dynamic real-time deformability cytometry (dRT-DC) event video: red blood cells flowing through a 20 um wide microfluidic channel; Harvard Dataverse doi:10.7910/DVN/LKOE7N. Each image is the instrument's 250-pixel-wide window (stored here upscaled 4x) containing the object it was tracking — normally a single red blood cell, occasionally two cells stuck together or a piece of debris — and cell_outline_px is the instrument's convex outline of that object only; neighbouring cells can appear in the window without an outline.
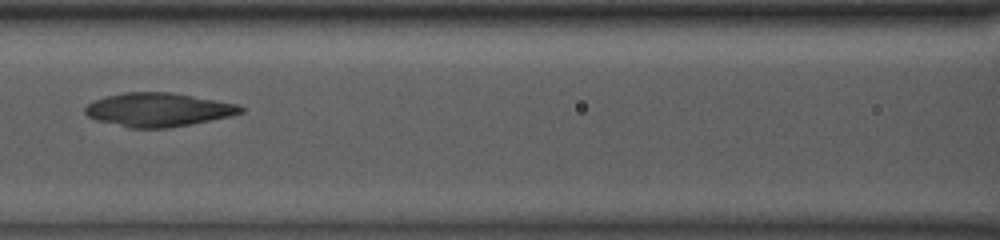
{"species": "common noctule bat (a hibernating species)", "species_latin": "Nyctalus noctula", "temperature_condition": "room temperature", "stored_images_in_passage": 52, "camera_frame_rate_fps": 3000, "um_per_image_px": 0.085, "animal": {"sex": "male", "body_mass_g": 13.0, "forearm_length_mm": 53.1}, "frame": {"image": 1, "passage_image": 25, "time_ms": 8.0, "image_size_px": [1000, 240], "cell_outline_px": [[244, 112], [228, 116], [168, 128], [128, 128], [96, 120], [88, 116], [84, 112], [84, 108], [88, 104], [104, 96], [124, 92], [168, 92], [192, 96], [236, 104], [244, 108]], "centroid_in_image_um": [13.38, 9.32], "position_along_channel_um": 153.2, "area_um2": 30.17}}
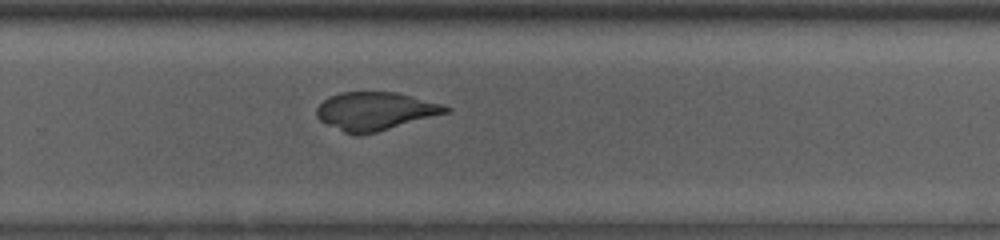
{"frame": {"image": 2, "passage_image": 36, "time_ms": 11.667, "image_size_px": [1000, 240], "cell_outline_px": [[452, 112], [376, 132], [360, 136], [356, 136], [344, 132], [320, 120], [316, 116], [316, 108], [328, 96], [340, 92], [396, 92], [444, 104], [452, 108]], "centroid_in_image_um": [31.93, 9.45], "position_along_channel_um": 297.9, "area_um2": 28.96}}
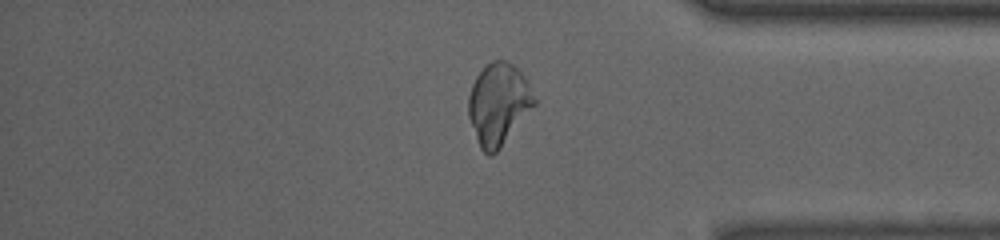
{"frame": {"image": 3, "passage_image": 44, "time_ms": 14.333, "image_size_px": [1000, 240], "cell_outline_px": [[536, 104], [500, 148], [492, 156], [488, 156], [480, 148], [468, 116], [468, 96], [472, 84], [476, 76], [492, 60], [508, 60], [524, 76], [536, 100]], "centroid_in_image_um": [42.36, 8.85], "position_along_channel_um": 392.8, "area_um2": 31.1}, "authors_computed_cell_mechanics": {"area_um2": 29.478, "velocity_mm_per_s": 3.9615, "shape_relaxation_time_tau1_ms": 9.309, "shape_relaxation_time_tau2_ms": 1.4545, "deformation_change_tau1": 0.2965, "deformation_change_tau2": 0.0558}}